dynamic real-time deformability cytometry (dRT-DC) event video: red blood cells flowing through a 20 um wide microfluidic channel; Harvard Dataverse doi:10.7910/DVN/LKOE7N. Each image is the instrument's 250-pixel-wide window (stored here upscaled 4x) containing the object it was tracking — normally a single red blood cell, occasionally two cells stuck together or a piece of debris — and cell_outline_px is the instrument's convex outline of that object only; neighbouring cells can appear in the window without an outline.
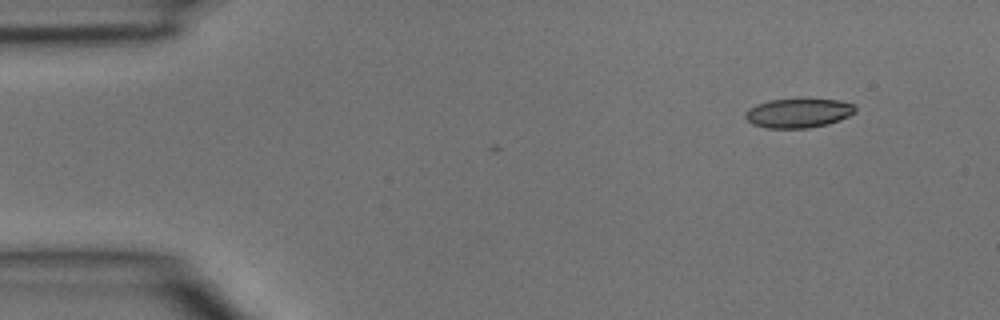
{"species": "common noctule bat (a hibernating species)", "species_latin": "Nyctalus noctula", "temperature_condition": "room temperature", "stored_images_in_passage": 2, "camera_frame_rate_fps": 3000, "um_per_image_px": 0.085, "animal": {"sex": "male", "body_mass_g": 15.6}, "frame": {"image": 1, "passage_image": 1, "time_ms": 0.0, "image_size_px": [1000, 320], "cell_outline_px": [[856, 112], [848, 116], [828, 124], [808, 128], [768, 128], [752, 124], [744, 116], [744, 112], [748, 108], [756, 104], [768, 100], [800, 96], [840, 100], [852, 104], [856, 108]], "centroid_in_image_um": [67.85, 9.55], "position_along_channel_um": 17.2, "area_um2": 19.59}}